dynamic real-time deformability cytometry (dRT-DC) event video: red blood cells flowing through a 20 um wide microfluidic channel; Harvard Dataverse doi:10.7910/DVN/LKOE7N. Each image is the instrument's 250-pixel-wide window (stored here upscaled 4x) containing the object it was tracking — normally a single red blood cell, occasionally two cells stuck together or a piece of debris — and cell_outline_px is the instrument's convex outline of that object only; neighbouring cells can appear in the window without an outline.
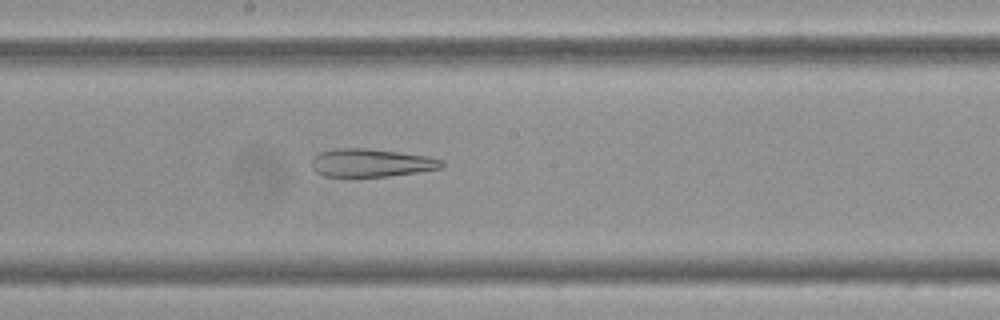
{"species": "Egyptian fruit bat (a non-hibernating species)", "species_latin": "Rousettus aegyptiacus", "temperature_condition": "cold", "stored_images_in_passage": 49, "camera_frame_rate_fps": 3000, "um_per_image_px": 0.085, "frame": {"image": 1, "passage_image": 26, "time_ms": 8.333, "image_size_px": [1000, 320], "cell_outline_px": [[444, 168], [388, 176], [324, 176], [316, 172], [312, 168], [312, 160], [320, 152], [336, 148], [368, 148], [428, 156], [444, 160]], "centroid_in_image_um": [31.58, 13.83], "position_along_channel_um": 216.6, "area_um2": 21.21}}
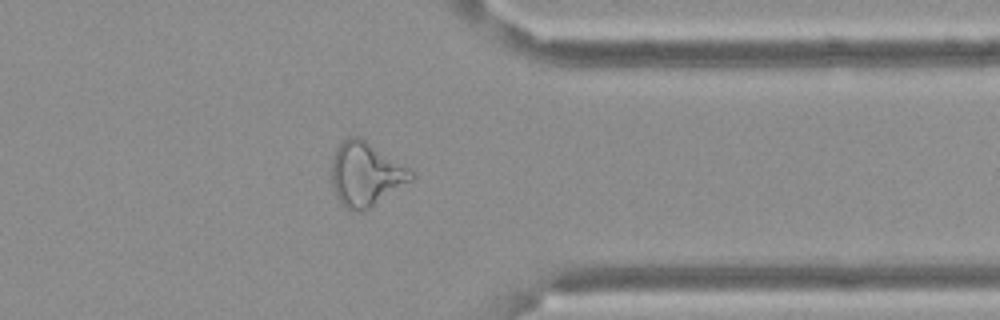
{"frame": {"image": 2, "passage_image": 41, "time_ms": 13.333, "image_size_px": [1000, 320], "cell_outline_px": [[416, 176], [412, 180], [368, 208], [360, 212], [352, 212], [336, 196], [332, 184], [332, 160], [336, 148], [348, 136], [360, 136], [412, 172]], "centroid_in_image_um": [31.05, 14.79], "position_along_channel_um": 380.4, "area_um2": 28.84}}
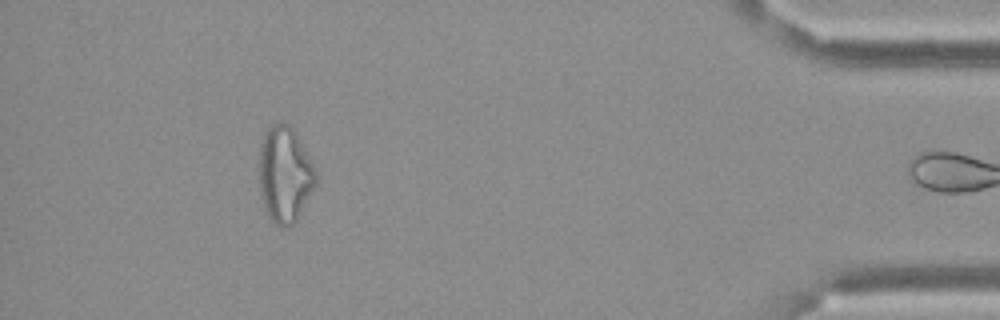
{"frame": {"image": 3, "passage_image": 48, "time_ms": 15.667, "image_size_px": [1000, 320], "cell_outline_px": [[320, 172], [316, 184], [296, 220], [288, 228], [280, 228], [268, 216], [264, 208], [260, 196], [260, 144], [268, 128], [272, 124], [280, 120], [292, 124]], "centroid_in_image_um": [24.26, 14.78], "position_along_channel_um": 410.9, "area_um2": 32.6}, "authors_computed_cell_mechanics": {"area_um2": 28.8422, "velocity_mm_per_s": 3.4065, "shape_relaxation_time_tau1_ms": null, "shape_relaxation_time_tau2_ms": 5.5639, "deformation_change_tau1": null, "deformation_change_tau2": 0.1887}}